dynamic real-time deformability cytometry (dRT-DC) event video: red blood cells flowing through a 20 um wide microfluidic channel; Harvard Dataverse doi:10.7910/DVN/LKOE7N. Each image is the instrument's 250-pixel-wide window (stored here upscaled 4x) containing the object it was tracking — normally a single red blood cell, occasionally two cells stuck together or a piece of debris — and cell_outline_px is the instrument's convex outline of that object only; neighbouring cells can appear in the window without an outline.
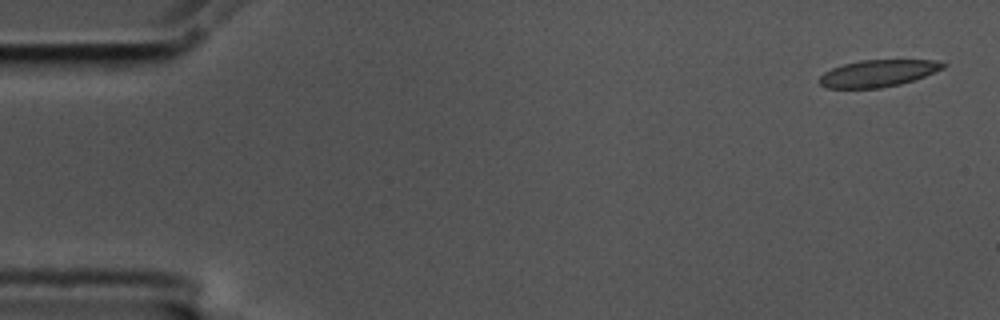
{"species": "common noctule bat (a hibernating species)", "species_latin": "Nyctalus noctula", "temperature_condition": "cold", "stored_images_in_passage": 5, "camera_frame_rate_fps": 3000, "um_per_image_px": 0.085, "animal": {"sex": "male", "body_mass_g": 17.5, "forearm_length_mm": 52.3}, "frame": {"image": 1, "passage_image": 1, "time_ms": 0.0, "image_size_px": [1000, 320], "cell_outline_px": [[948, 64], [944, 68], [924, 76], [900, 84], [880, 88], [828, 88], [820, 84], [816, 80], [824, 72], [832, 68], [844, 64], [860, 60], [936, 60]], "centroid_in_image_um": [74.6, 6.23], "position_along_channel_um": 10.4, "area_um2": 19.36}}
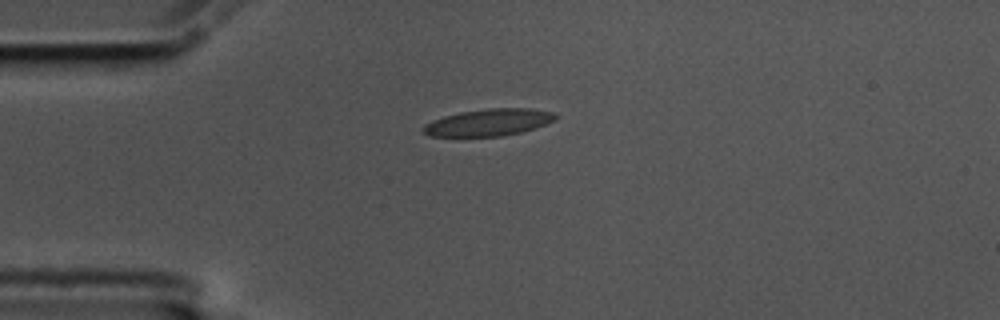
{"frame": {"image": 2, "passage_image": 4, "time_ms": 1.0, "image_size_px": [1000, 320], "cell_outline_px": [[556, 120], [520, 132], [500, 136], [428, 136], [420, 128], [424, 124], [432, 120], [444, 116], [460, 112], [488, 108], [532, 108], [552, 112], [556, 116]], "centroid_in_image_um": [41.48, 10.39], "position_along_channel_um": 43.5, "area_um2": 20.63}}